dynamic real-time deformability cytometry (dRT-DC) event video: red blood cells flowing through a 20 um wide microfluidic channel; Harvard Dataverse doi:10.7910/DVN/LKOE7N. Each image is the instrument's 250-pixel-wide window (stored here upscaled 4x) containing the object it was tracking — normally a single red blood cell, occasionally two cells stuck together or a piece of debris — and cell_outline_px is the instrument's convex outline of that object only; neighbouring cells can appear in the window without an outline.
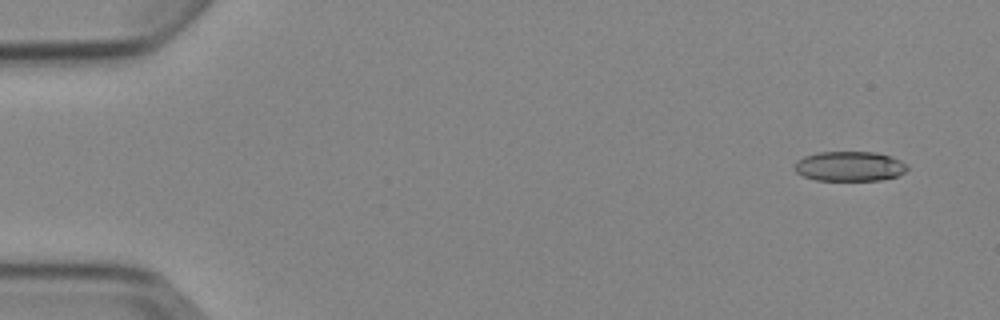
{"species": "Egyptian fruit bat (a non-hibernating species)", "species_latin": "Rousettus aegyptiacus", "temperature_condition": "cold", "stored_images_in_passage": 5, "camera_frame_rate_fps": 3000, "um_per_image_px": 0.085, "animal": {"sex": "female"}, "frame": {"image": 1, "passage_image": 1, "time_ms": 0.0, "image_size_px": [1000, 320], "cell_outline_px": [[908, 168], [904, 172], [896, 176], [880, 180], [816, 180], [804, 176], [796, 172], [796, 160], [804, 156], [820, 152], [876, 152], [892, 156], [908, 164]], "centroid_in_image_um": [72.24, 14.12], "position_along_channel_um": 12.8, "area_um2": 19.54}}
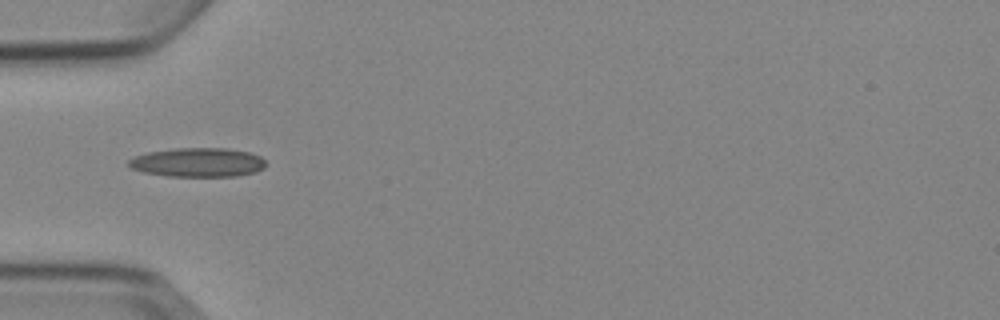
{"frame": {"image": 2, "passage_image": 5, "time_ms": 4.667, "image_size_px": [1000, 320], "cell_outline_px": [[268, 164], [264, 168], [256, 172], [236, 176], [168, 176], [144, 172], [128, 168], [128, 160], [136, 156], [148, 152], [176, 148], [228, 148], [252, 152], [260, 156]], "centroid_in_image_um": [16.85, 13.8], "position_along_channel_um": 68.2, "area_um2": 23.47}}